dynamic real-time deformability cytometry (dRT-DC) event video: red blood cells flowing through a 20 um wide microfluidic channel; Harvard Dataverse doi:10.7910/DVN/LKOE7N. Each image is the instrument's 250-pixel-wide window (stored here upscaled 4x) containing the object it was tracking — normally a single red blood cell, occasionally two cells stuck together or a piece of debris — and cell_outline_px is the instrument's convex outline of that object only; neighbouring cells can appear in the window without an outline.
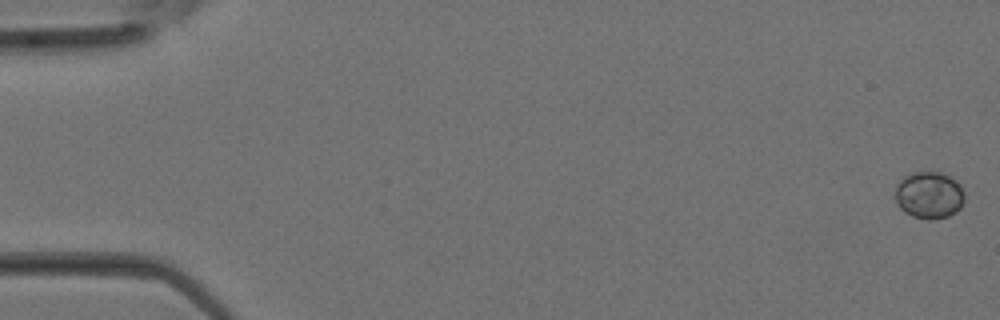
{"species": "Egyptian fruit bat (a non-hibernating species)", "species_latin": "Rousettus aegyptiacus", "temperature_condition": "room temperature", "stored_images_in_passage": 38, "camera_frame_rate_fps": 3000, "um_per_image_px": 0.085, "animal": {"sex": "female"}, "frame": {"image": 1, "passage_image": 1, "time_ms": 0.0, "image_size_px": [1000, 320], "cell_outline_px": [[964, 200], [960, 208], [956, 212], [948, 216], [932, 220], [928, 220], [912, 216], [900, 208], [896, 204], [896, 184], [904, 176], [912, 172], [940, 172], [956, 180], [960, 184], [964, 192]], "centroid_in_image_um": [78.98, 16.59], "position_along_channel_um": 6.0, "area_um2": 19.13}}
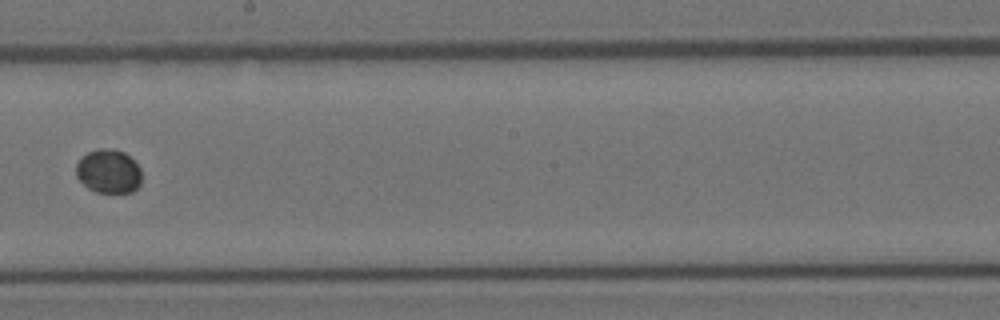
{"frame": {"image": 2, "passage_image": 22, "time_ms": 7.0, "image_size_px": [1000, 320], "cell_outline_px": [[140, 184], [132, 192], [96, 192], [88, 188], [76, 176], [76, 164], [88, 152], [100, 148], [112, 148], [124, 152], [140, 168]], "centroid_in_image_um": [9.22, 14.56], "position_along_channel_um": 239.0, "area_um2": 16.53}}
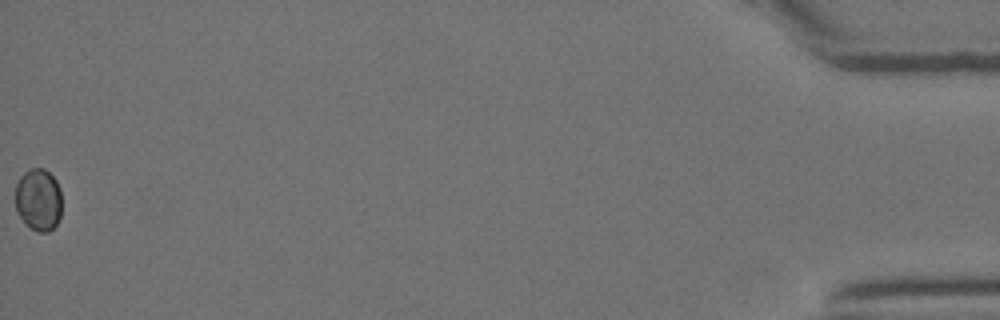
{"frame": {"image": 3, "passage_image": 38, "time_ms": 12.333, "image_size_px": [1000, 320], "cell_outline_px": [[60, 216], [56, 224], [48, 232], [40, 232], [24, 224], [16, 212], [16, 184], [20, 176], [24, 172], [32, 168], [44, 168], [56, 180], [60, 188]], "centroid_in_image_um": [3.25, 16.97], "position_along_channel_um": 432.0, "area_um2": 16.88}}